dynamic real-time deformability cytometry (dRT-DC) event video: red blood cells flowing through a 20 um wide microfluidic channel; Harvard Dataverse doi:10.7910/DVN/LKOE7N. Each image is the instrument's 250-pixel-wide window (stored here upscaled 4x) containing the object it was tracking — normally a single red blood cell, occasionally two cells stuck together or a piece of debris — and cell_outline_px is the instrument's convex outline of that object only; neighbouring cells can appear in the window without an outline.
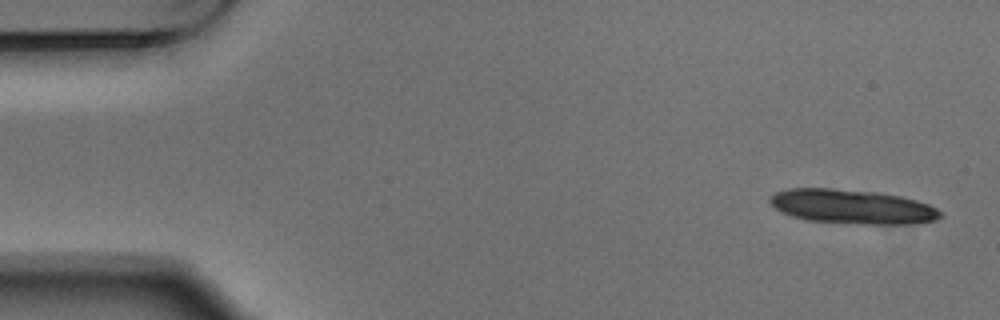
{"species": "Egyptian fruit bat (a non-hibernating species)", "species_latin": "Rousettus aegyptiacus", "temperature_condition": "warm", "stored_images_in_passage": 10, "segment_of_instrument_passage": [1, 2], "camera_frame_rate_fps": 3000, "um_per_image_px": 0.085, "animal": {"sex": "male"}, "frame": {"image": 1, "passage_image": 1, "time_ms": 0.0, "image_size_px": [1000, 320], "cell_outline_px": [[944, 216], [936, 220], [916, 224], [864, 224], [808, 220], [792, 216], [776, 208], [768, 200], [776, 192], [788, 188], [832, 188], [876, 192], [900, 196], [916, 200], [928, 204], [936, 208]], "centroid_in_image_um": [72.48, 17.56], "position_along_channel_um": 12.5, "area_um2": 33.99}}